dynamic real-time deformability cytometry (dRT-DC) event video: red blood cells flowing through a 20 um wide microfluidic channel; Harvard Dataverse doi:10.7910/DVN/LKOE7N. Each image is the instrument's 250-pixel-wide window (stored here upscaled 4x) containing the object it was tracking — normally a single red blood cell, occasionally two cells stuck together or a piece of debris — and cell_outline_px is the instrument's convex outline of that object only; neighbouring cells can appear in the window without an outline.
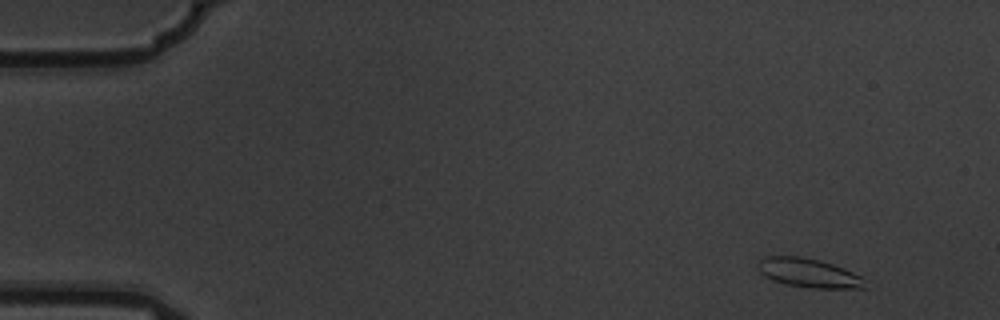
{"species": "common noctule bat (a hibernating species)", "species_latin": "Nyctalus noctula", "temperature_condition": "warm", "stored_images_in_passage": 7, "camera_frame_rate_fps": 3000, "um_per_image_px": 0.085, "animal": {"sex": "male", "body_mass_g": 19.5, "forearm_length_mm": 54.6}, "frame": {"image": 1, "passage_image": 1, "time_ms": 0.0, "image_size_px": [1000, 320], "cell_outline_px": [[868, 288], [812, 288], [788, 284], [764, 276], [760, 272], [756, 264], [764, 256], [800, 256], [820, 260], [844, 268], [860, 276]], "centroid_in_image_um": [68.72, 23.19], "position_along_channel_um": 16.3, "area_um2": 17.92}}
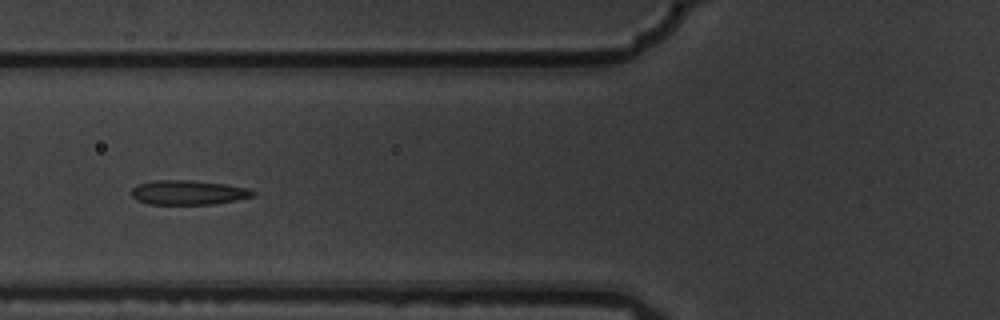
{"frame": {"image": 2, "passage_image": 6, "time_ms": 1.667, "image_size_px": [1000, 320], "cell_outline_px": [[256, 196], [236, 200], [212, 204], [148, 204], [136, 200], [132, 196], [132, 188], [140, 184], [152, 180], [188, 180], [224, 184], [248, 188], [256, 192]], "centroid_in_image_um": [16.01, 16.36], "position_along_channel_um": 109.8, "area_um2": 17.28}}
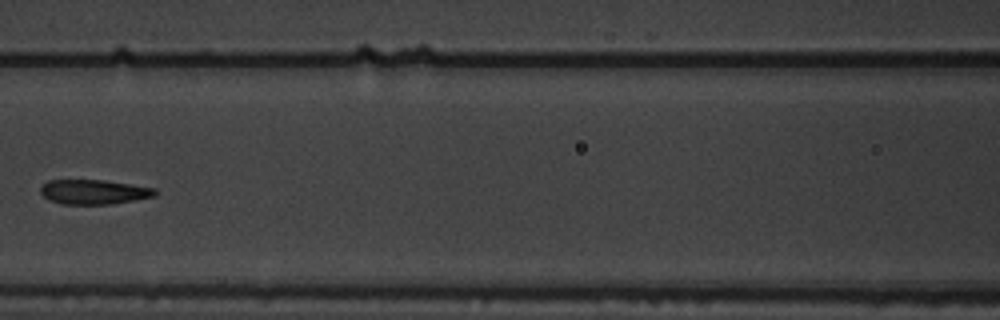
{"frame": {"image": 3, "passage_image": 7, "time_ms": 2.0, "image_size_px": [1000, 320], "cell_outline_px": [[156, 196], [136, 200], [112, 204], [60, 204], [48, 200], [40, 192], [40, 188], [48, 180], [104, 180], [132, 184], [156, 188]], "centroid_in_image_um": [7.99, 16.31], "position_along_channel_um": 158.6, "area_um2": 16.59}}